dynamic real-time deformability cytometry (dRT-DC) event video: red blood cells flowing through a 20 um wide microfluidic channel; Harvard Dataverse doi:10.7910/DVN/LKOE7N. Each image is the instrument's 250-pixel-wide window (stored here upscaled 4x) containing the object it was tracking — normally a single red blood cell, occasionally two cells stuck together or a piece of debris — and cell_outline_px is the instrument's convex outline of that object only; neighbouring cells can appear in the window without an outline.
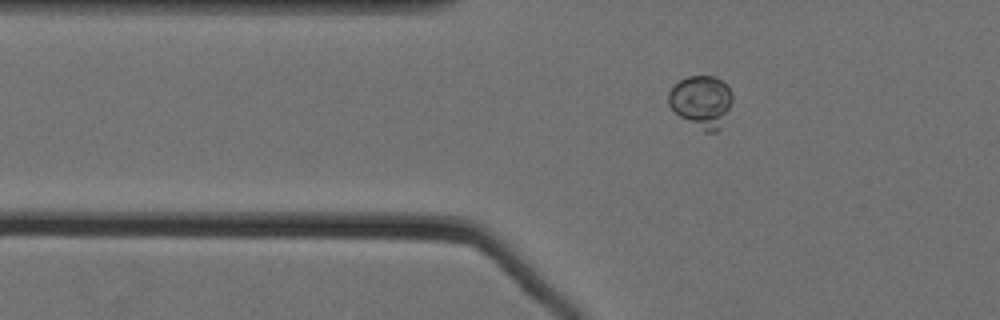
{"species": "Egyptian fruit bat (a non-hibernating species)", "species_latin": "Rousettus aegyptiacus", "temperature_condition": "cold", "stored_images_in_passage": 35, "camera_frame_rate_fps": 3000, "um_per_image_px": 0.085, "animal": {"sex": "female"}, "frame": {"image": 1, "passage_image": 3, "time_ms": 0.667, "image_size_px": [1000, 320], "cell_outline_px": [[732, 100], [720, 128], [716, 132], [704, 132], [680, 116], [668, 104], [668, 92], [680, 80], [688, 76], [716, 76], [732, 92]], "centroid_in_image_um": [59.61, 8.63], "position_along_channel_um": 66.2, "area_um2": 19.07}}
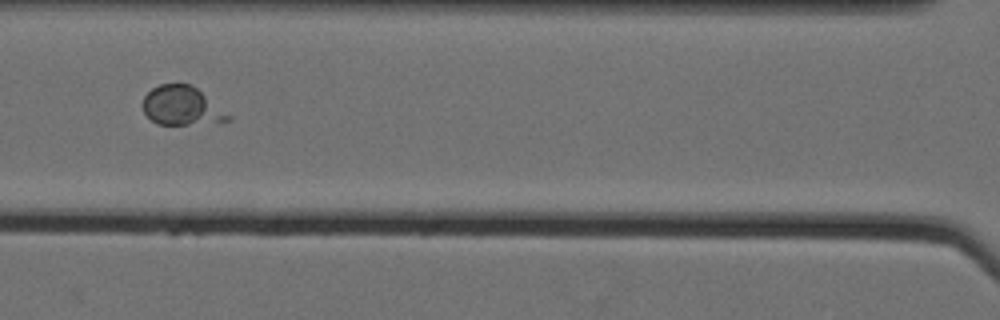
{"frame": {"image": 2, "passage_image": 11, "time_ms": 3.333, "image_size_px": [1000, 320], "cell_outline_px": [[232, 120], [188, 124], [156, 124], [144, 112], [144, 96], [152, 88], [160, 84], [188, 84], [196, 88], [232, 116]], "centroid_in_image_um": [15.44, 8.99], "position_along_channel_um": 151.2, "area_um2": 18.9}}
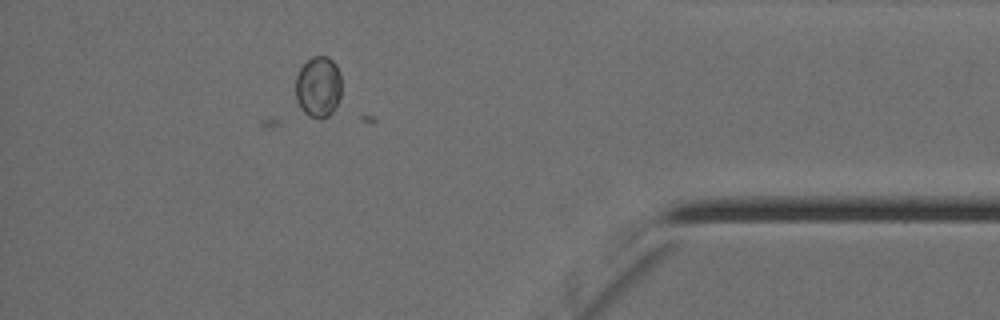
{"frame": {"image": 3, "passage_image": 35, "time_ms": 11.333, "image_size_px": [1000, 320], "cell_outline_px": [[340, 96], [336, 108], [328, 116], [320, 120], [308, 116], [300, 108], [296, 100], [296, 76], [300, 68], [312, 56], [328, 56], [336, 64], [340, 72]], "centroid_in_image_um": [27.06, 7.4], "position_along_channel_um": 408.1, "area_um2": 16.59}}